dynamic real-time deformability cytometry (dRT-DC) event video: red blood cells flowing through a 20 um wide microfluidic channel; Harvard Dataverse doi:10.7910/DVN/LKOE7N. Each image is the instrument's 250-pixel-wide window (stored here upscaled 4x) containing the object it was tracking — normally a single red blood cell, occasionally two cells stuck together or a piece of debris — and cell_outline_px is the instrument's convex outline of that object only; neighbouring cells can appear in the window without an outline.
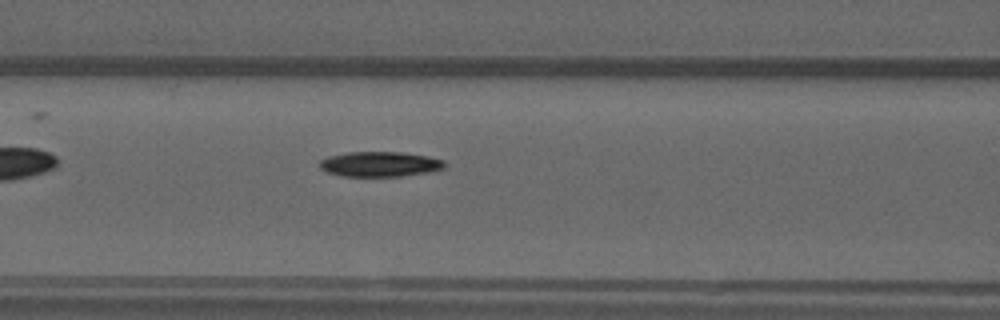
{"species": "common noctule bat (a hibernating species)", "species_latin": "Nyctalus noctula", "temperature_condition": "warm", "stored_images_in_passage": 38, "camera_frame_rate_fps": 3000, "um_per_image_px": 0.085, "animal": {"sex": "male", "forearm_length_mm": 52.5}, "frame": {"image": 1, "passage_image": 7, "time_ms": 2.0, "image_size_px": [1000, 320], "cell_outline_px": [[444, 168], [432, 172], [400, 176], [340, 176], [328, 172], [320, 168], [320, 160], [328, 156], [348, 152], [404, 152], [428, 156], [444, 160]], "centroid_in_image_um": [32.3, 13.95], "position_along_channel_um": 134.3, "area_um2": 18.32}}
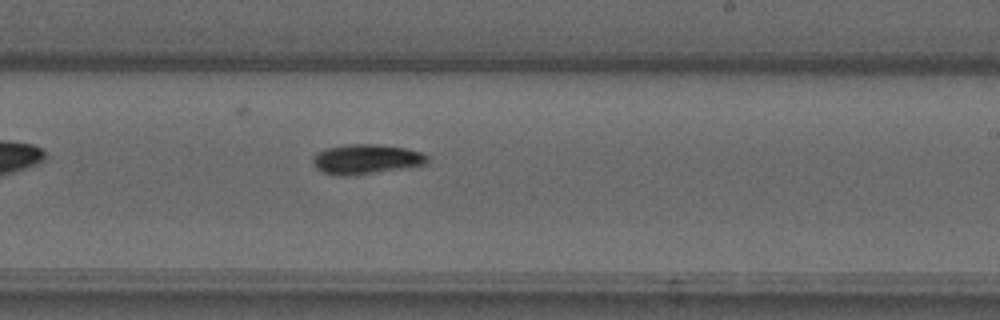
{"frame": {"image": 2, "passage_image": 17, "time_ms": 5.333, "image_size_px": [1000, 320], "cell_outline_px": [[428, 160], [424, 164], [408, 168], [352, 176], [340, 176], [324, 172], [316, 168], [312, 164], [312, 160], [324, 148], [348, 144], [380, 144], [408, 148], [420, 152], [428, 156]], "centroid_in_image_um": [31.15, 13.53], "position_along_channel_um": 257.9, "area_um2": 20.06}}
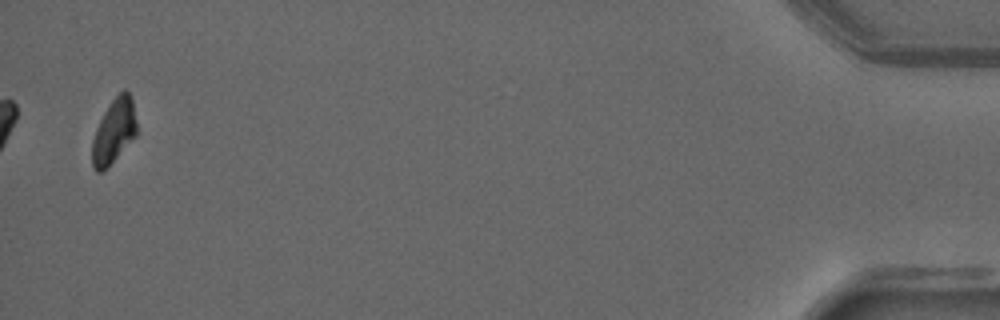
{"frame": {"image": 3, "passage_image": 38, "time_ms": 12.333, "image_size_px": [1000, 320], "cell_outline_px": [[136, 136], [108, 168], [104, 172], [96, 172], [92, 168], [92, 140], [96, 128], [104, 112], [112, 100], [124, 88], [128, 92], [132, 100], [136, 120]], "centroid_in_image_um": [9.67, 11.21], "position_along_channel_um": 425.5, "area_um2": 16.88}, "authors_computed_cell_mechanics": {"area_um2": 18.5249, "velocity_mm_per_s": 3.723, "shape_relaxation_time_tau1_ms": 3.4109, "shape_relaxation_time_tau2_ms": null, "deformation_change_tau1": 0.1811, "deformation_change_tau2": null}}